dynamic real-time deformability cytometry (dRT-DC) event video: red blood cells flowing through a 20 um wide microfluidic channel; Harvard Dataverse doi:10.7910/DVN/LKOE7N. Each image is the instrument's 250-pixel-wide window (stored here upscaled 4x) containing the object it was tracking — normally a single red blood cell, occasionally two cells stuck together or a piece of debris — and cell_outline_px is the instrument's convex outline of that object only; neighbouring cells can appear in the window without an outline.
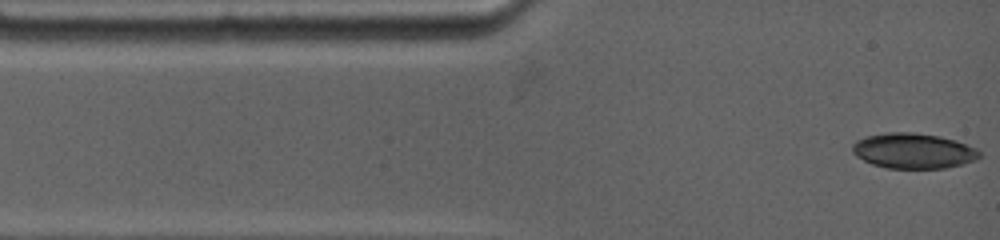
{"species": "common noctule bat (a hibernating species)", "species_latin": "Nyctalus noctula", "temperature_condition": "warm", "stored_images_in_passage": 32, "camera_frame_rate_fps": 4500, "um_per_image_px": 0.085, "animal": {"sex": "female", "body_mass_g": 19.0, "forearm_length_mm": 53.3}, "frame": {"image": 1, "passage_image": 1, "time_ms": 0.0, "image_size_px": [1000, 240], "cell_outline_px": [[980, 156], [976, 160], [944, 168], [888, 168], [872, 164], [856, 156], [852, 152], [852, 144], [856, 140], [868, 136], [888, 132], [912, 132], [940, 136], [956, 140], [976, 148], [980, 152]], "centroid_in_image_um": [77.63, 12.81], "position_along_channel_um": 7.4, "area_um2": 26.07}}
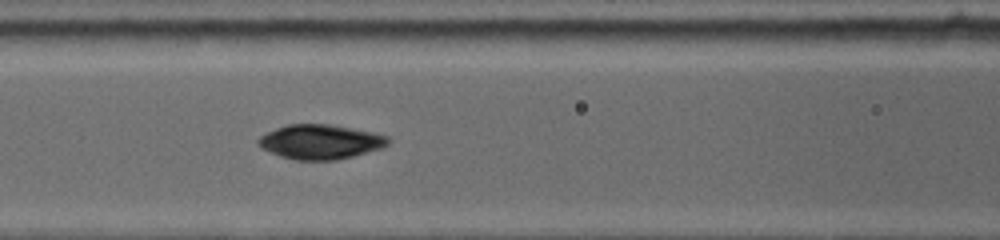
{"frame": {"image": 2, "passage_image": 14, "time_ms": 4.667, "image_size_px": [1000, 240], "cell_outline_px": [[392, 140], [384, 148], [336, 160], [292, 160], [280, 156], [260, 148], [256, 144], [256, 140], [260, 136], [276, 128], [288, 124], [328, 124], [352, 128], [372, 132], [388, 136]], "centroid_in_image_um": [27.22, 12.06], "position_along_channel_um": 139.4, "area_um2": 26.36}}
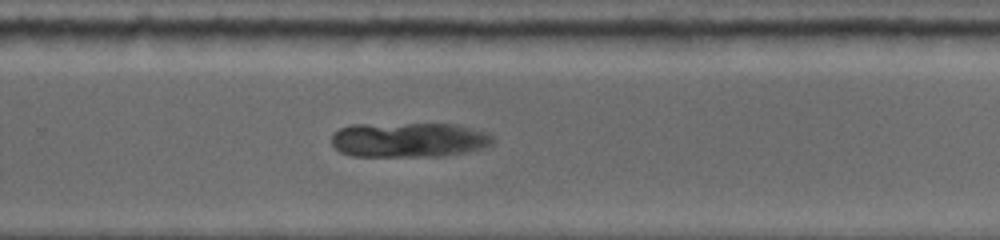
{"frame": {"image": 3, "passage_image": 28, "time_ms": 8.889, "image_size_px": [1000, 240], "cell_outline_px": [[496, 140], [488, 148], [444, 156], [352, 156], [340, 152], [332, 144], [332, 132], [340, 128], [352, 124], [456, 124], [488, 132]], "centroid_in_image_um": [34.79, 11.89], "position_along_channel_um": 295.0, "area_um2": 33.18}}